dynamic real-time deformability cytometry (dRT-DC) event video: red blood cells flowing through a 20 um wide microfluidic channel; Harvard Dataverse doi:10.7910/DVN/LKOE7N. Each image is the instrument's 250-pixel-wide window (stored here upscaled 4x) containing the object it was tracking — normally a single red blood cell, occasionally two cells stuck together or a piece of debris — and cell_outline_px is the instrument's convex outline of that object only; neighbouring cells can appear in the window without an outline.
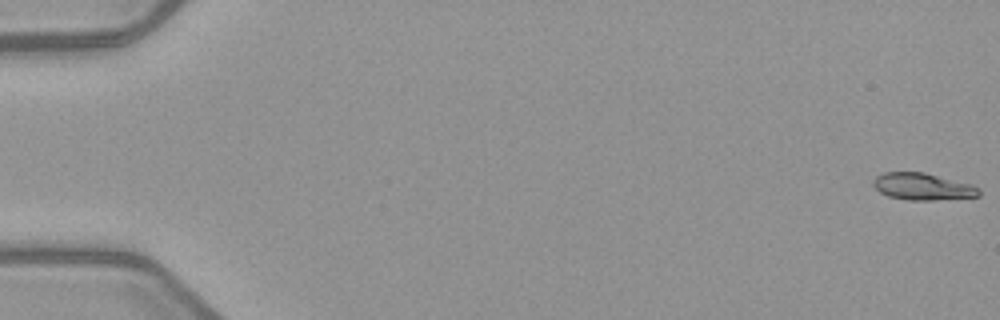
{"species": "common noctule bat (a hibernating species)", "species_latin": "Nyctalus noctula", "temperature_condition": "warm", "stored_images_in_passage": 6, "camera_frame_rate_fps": 3000, "um_per_image_px": 0.085, "animal": {"sex": "female", "body_mass_g": 21.9}, "frame": {"image": 1, "passage_image": 1, "time_ms": 0.0, "image_size_px": [1000, 320], "cell_outline_px": [[980, 196], [932, 200], [908, 200], [888, 196], [880, 192], [872, 184], [872, 180], [876, 176], [884, 172], [924, 172], [972, 184], [980, 188]], "centroid_in_image_um": [78.42, 15.85], "position_along_channel_um": 6.6, "area_um2": 16.65}}
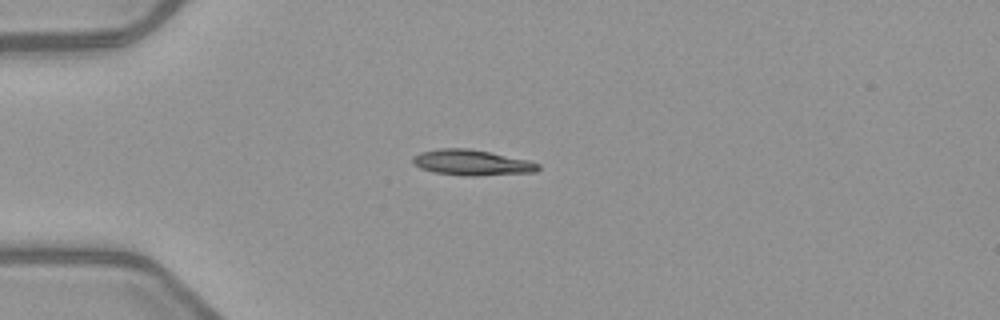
{"frame": {"image": 2, "passage_image": 5, "time_ms": 4.667, "image_size_px": [1000, 320], "cell_outline_px": [[540, 168], [536, 172], [476, 176], [464, 176], [432, 172], [420, 168], [412, 160], [412, 156], [420, 152], [440, 148], [468, 148], [528, 160], [540, 164]], "centroid_in_image_um": [40.09, 13.82], "position_along_channel_um": 44.9, "area_um2": 18.73}}